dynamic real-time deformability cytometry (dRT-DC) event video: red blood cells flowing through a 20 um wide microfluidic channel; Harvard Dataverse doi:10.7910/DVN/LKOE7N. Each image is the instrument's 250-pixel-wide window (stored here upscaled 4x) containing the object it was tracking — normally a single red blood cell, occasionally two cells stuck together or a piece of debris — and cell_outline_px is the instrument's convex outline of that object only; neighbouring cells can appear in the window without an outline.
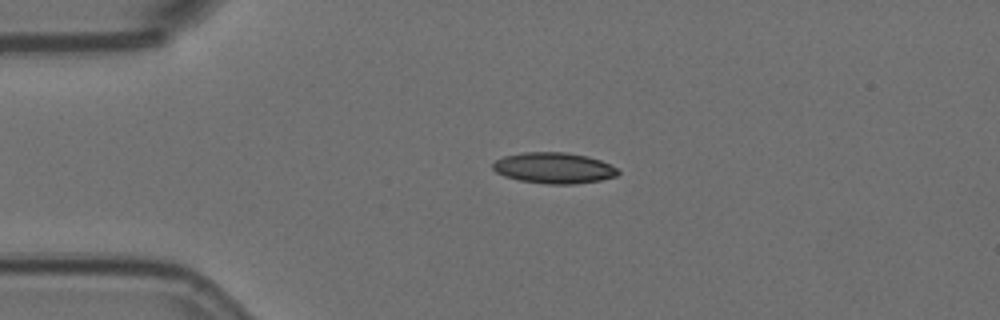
{"species": "Egyptian fruit bat (a non-hibernating species)", "species_latin": "Rousettus aegyptiacus", "temperature_condition": "room temperature", "stored_images_in_passage": 3, "camera_frame_rate_fps": 3000, "um_per_image_px": 0.085, "animal": {"sex": "female"}, "frame": {"image": 1, "passage_image": 2, "time_ms": 0.333, "image_size_px": [1000, 320], "cell_outline_px": [[620, 172], [616, 176], [600, 180], [572, 184], [548, 184], [520, 180], [504, 176], [496, 172], [492, 168], [492, 164], [496, 160], [504, 156], [524, 152], [564, 152], [588, 156], [600, 160], [616, 168]], "centroid_in_image_um": [47.06, 14.27], "position_along_channel_um": 37.9, "area_um2": 22.43}}